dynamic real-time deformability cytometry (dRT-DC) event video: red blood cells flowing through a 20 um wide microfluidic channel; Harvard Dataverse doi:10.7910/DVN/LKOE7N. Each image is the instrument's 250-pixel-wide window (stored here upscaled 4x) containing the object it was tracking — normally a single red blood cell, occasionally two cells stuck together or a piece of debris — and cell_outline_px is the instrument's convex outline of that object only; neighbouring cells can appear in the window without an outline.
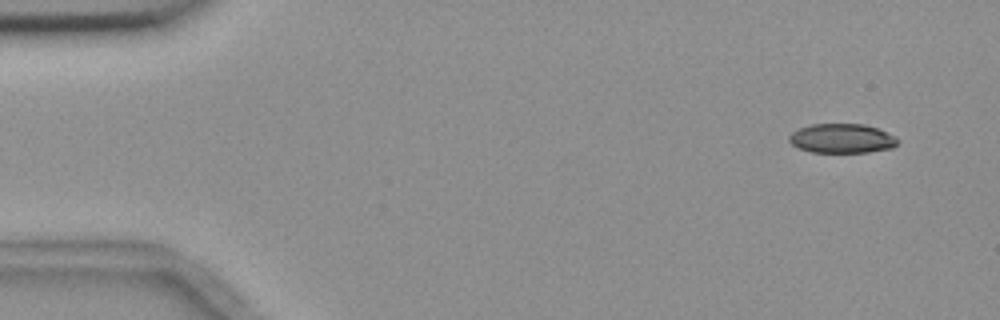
{"species": "common noctule bat (a hibernating species)", "species_latin": "Nyctalus noctula", "temperature_condition": "room temperature", "stored_images_in_passage": 7, "camera_frame_rate_fps": 3000, "um_per_image_px": 0.085, "animal": {"sex": "female", "body_mass_g": 18.4}, "frame": {"image": 1, "passage_image": 1, "time_ms": 0.0, "image_size_px": [1000, 320], "cell_outline_px": [[900, 140], [892, 148], [868, 152], [812, 152], [800, 148], [792, 144], [788, 140], [788, 136], [792, 132], [800, 128], [812, 124], [864, 124], [876, 128], [896, 136]], "centroid_in_image_um": [71.57, 11.76], "position_along_channel_um": 13.4, "area_um2": 18.5}}
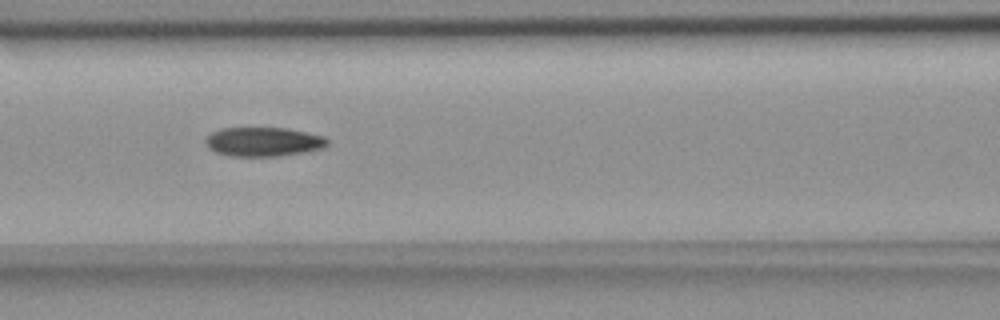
{"frame": {"image": 2, "passage_image": 7, "time_ms": 6.667, "image_size_px": [1000, 320], "cell_outline_px": [[328, 144], [324, 148], [304, 152], [276, 156], [232, 156], [216, 152], [208, 148], [204, 140], [212, 132], [220, 128], [288, 128], [308, 132], [324, 136], [328, 140]], "centroid_in_image_um": [22.4, 12.04], "position_along_channel_um": 144.2, "area_um2": 20.75}}